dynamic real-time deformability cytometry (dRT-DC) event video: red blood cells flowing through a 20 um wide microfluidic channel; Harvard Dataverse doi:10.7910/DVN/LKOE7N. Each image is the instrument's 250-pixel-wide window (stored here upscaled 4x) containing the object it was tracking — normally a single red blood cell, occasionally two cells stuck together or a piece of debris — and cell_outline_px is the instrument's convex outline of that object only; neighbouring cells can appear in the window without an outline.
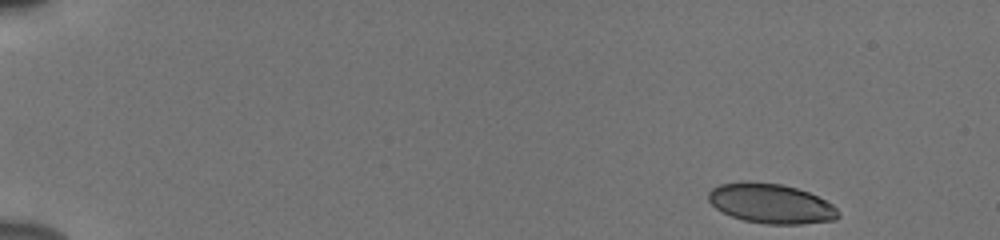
{"species": "human", "species_latin": "Homo sapiens", "temperature_condition": "cold", "stored_images_in_passage": 50, "camera_frame_rate_fps": 3000, "um_per_image_px": 0.085, "donor": {"sex": "male"}, "frame": {"image": 1, "passage_image": 1, "time_ms": 0.0, "image_size_px": [1000, 240], "cell_outline_px": [[840, 216], [836, 220], [800, 224], [764, 224], [744, 220], [732, 216], [716, 208], [708, 200], [708, 192], [712, 188], [720, 184], [780, 184], [796, 188], [808, 192], [832, 204], [840, 212]], "centroid_in_image_um": [65.58, 17.35], "position_along_channel_um": 19.4, "area_um2": 29.25}}
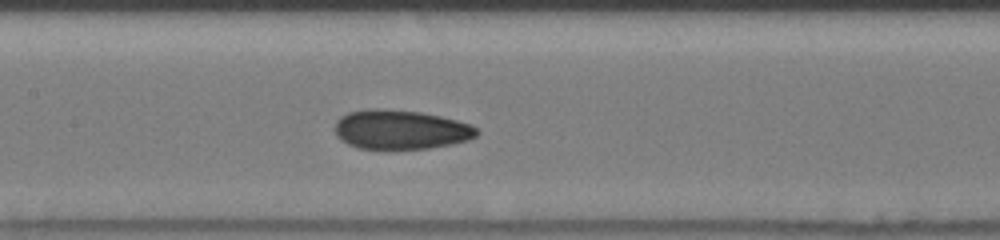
{"frame": {"image": 2, "passage_image": 24, "time_ms": 7.667, "image_size_px": [1000, 240], "cell_outline_px": [[480, 132], [476, 136], [468, 140], [452, 144], [428, 148], [384, 152], [356, 148], [340, 140], [336, 136], [336, 120], [340, 116], [348, 112], [372, 108], [380, 108], [420, 112], [440, 116], [456, 120], [468, 124], [476, 128]], "centroid_in_image_um": [34.0, 11.06], "position_along_channel_um": 173.4, "area_um2": 33.41}}
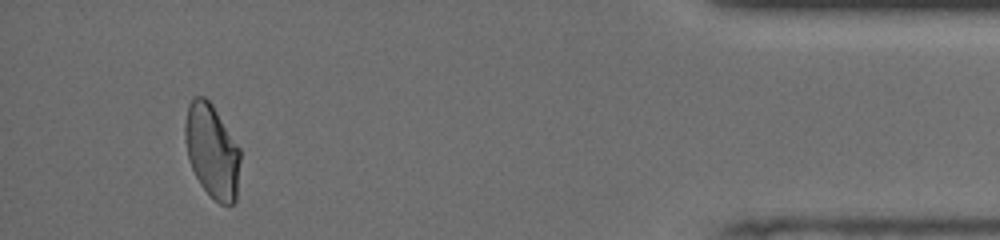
{"frame": {"image": 3, "passage_image": 47, "time_ms": 15.333, "image_size_px": [1000, 240], "cell_outline_px": [[240, 160], [236, 200], [232, 204], [220, 204], [200, 184], [188, 160], [184, 140], [184, 124], [188, 104], [192, 96], [204, 96], [212, 104], [240, 148]], "centroid_in_image_um": [18.0, 12.8], "position_along_channel_um": 417.2, "area_um2": 30.23}, "authors_computed_cell_mechanics": {"area_um2": 31.4432, "velocity_mm_per_s": 3.852, "shape_relaxation_time_tau1_ms": 9.4282, "shape_relaxation_time_tau2_ms": 1.6942, "deformation_change_tau1": 0.1848, "deformation_change_tau2": 0.0641}}